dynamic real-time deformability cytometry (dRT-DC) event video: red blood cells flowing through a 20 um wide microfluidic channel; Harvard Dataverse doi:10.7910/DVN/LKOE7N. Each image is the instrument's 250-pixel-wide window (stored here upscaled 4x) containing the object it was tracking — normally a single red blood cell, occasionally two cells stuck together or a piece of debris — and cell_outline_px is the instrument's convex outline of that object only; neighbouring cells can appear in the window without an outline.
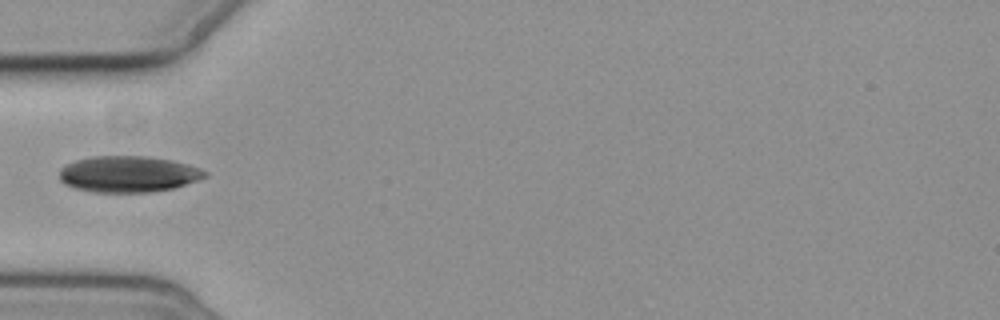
{"species": "common noctule bat (a hibernating species)", "species_latin": "Nyctalus noctula", "temperature_condition": "cold", "stored_images_in_passage": 1, "camera_frame_rate_fps": 3000, "um_per_image_px": 0.085, "animal": {"sex": "female", "body_mass_g": 19.3, "forearm_length_mm": 54.1}, "frame": {"image": 1, "passage_image": 1, "time_ms": 0.0, "image_size_px": [1000, 320], "cell_outline_px": [[208, 176], [172, 188], [152, 192], [92, 192], [72, 188], [64, 184], [60, 180], [60, 168], [76, 160], [92, 156], [144, 156], [172, 160], [188, 164], [200, 168], [208, 172]], "centroid_in_image_um": [10.88, 14.8], "position_along_channel_um": 74.1, "area_um2": 30.75}}